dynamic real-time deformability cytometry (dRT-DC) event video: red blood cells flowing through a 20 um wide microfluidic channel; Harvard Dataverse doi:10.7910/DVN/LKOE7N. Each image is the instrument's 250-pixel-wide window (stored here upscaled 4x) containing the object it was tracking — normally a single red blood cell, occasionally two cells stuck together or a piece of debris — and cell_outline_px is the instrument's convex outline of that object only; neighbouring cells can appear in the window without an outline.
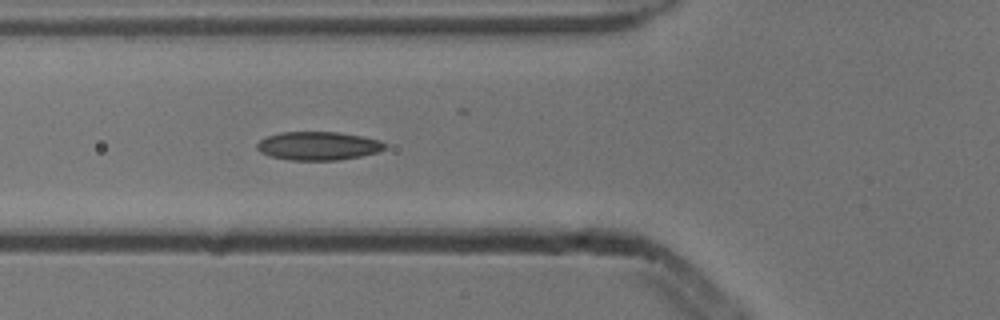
{"species": "common noctule bat (a hibernating species)", "species_latin": "Nyctalus noctula", "temperature_condition": "cold", "stored_images_in_passage": 4, "camera_frame_rate_fps": 3000, "um_per_image_px": 0.085, "animal": {"sex": "male", "body_mass_g": 13.3}, "frame": {"image": 1, "passage_image": 4, "time_ms": 1.0, "image_size_px": [1000, 320], "cell_outline_px": [[388, 144], [384, 148], [376, 152], [360, 156], [336, 160], [288, 160], [272, 156], [260, 152], [256, 148], [256, 144], [260, 140], [268, 136], [280, 132], [340, 132], [364, 136], [380, 140]], "centroid_in_image_um": [27.05, 12.39], "position_along_channel_um": 98.7, "area_um2": 21.21}}